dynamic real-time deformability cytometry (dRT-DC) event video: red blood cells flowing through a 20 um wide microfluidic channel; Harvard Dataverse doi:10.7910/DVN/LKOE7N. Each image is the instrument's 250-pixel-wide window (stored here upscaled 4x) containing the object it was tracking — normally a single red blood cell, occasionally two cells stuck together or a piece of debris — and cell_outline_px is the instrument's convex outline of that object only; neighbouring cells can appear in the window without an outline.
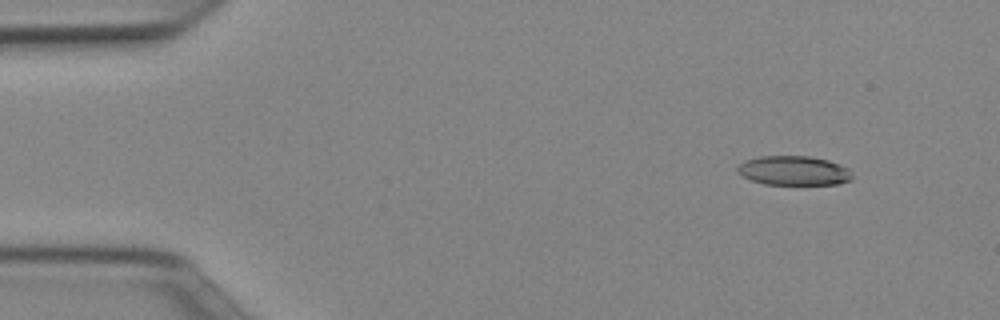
{"species": "Egyptian fruit bat (a non-hibernating species)", "species_latin": "Rousettus aegyptiacus", "temperature_condition": "cold", "stored_images_in_passage": 46, "camera_frame_rate_fps": 3000, "um_per_image_px": 0.085, "animal": {"sex": "female"}, "frame": {"image": 1, "passage_image": 1, "time_ms": 0.0, "image_size_px": [1000, 320], "cell_outline_px": [[852, 180], [840, 184], [764, 184], [740, 176], [736, 172], [736, 168], [744, 160], [760, 156], [808, 156], [828, 160], [840, 164], [848, 168], [852, 176]], "centroid_in_image_um": [67.45, 14.5], "position_along_channel_um": 17.6, "area_um2": 19.77}}
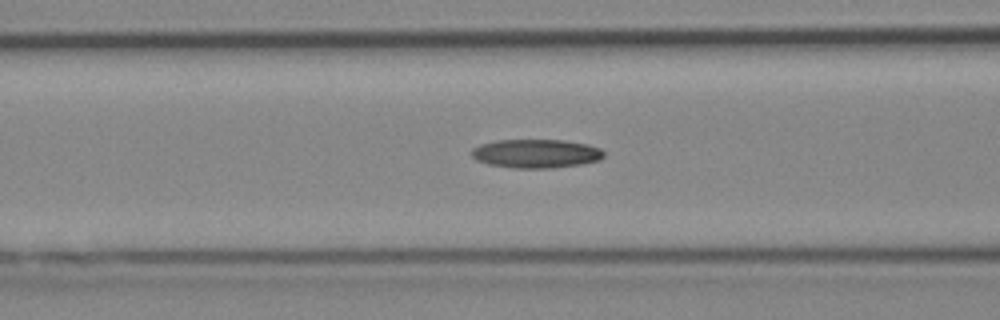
{"frame": {"image": 2, "passage_image": 16, "time_ms": 5.0, "image_size_px": [1000, 320], "cell_outline_px": [[604, 156], [600, 160], [580, 164], [552, 168], [512, 168], [488, 164], [476, 160], [472, 156], [472, 148], [480, 144], [496, 140], [564, 140], [588, 144], [600, 148], [604, 152]], "centroid_in_image_um": [45.56, 13.05], "position_along_channel_um": 121.0, "area_um2": 22.25}}
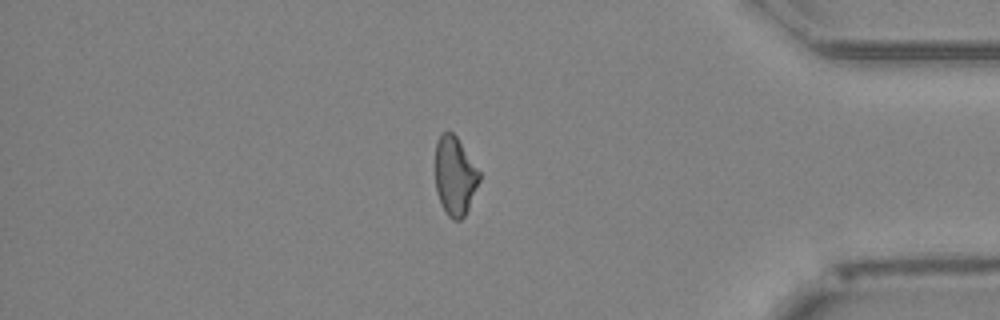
{"frame": {"image": 3, "passage_image": 39, "time_ms": 12.667, "image_size_px": [1000, 320], "cell_outline_px": [[480, 180], [468, 208], [464, 216], [460, 220], [452, 220], [448, 216], [440, 200], [436, 188], [436, 144], [440, 136], [444, 132], [452, 132], [456, 136], [480, 172]], "centroid_in_image_um": [38.67, 14.96], "position_along_channel_um": 396.5, "area_um2": 19.77}}